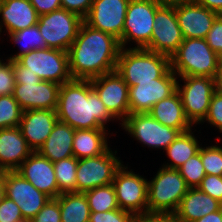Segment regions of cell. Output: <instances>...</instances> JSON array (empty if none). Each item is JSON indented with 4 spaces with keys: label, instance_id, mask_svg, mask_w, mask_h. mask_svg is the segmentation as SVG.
<instances>
[{
    "label": "cell",
    "instance_id": "obj_1",
    "mask_svg": "<svg viewBox=\"0 0 222 222\" xmlns=\"http://www.w3.org/2000/svg\"><path fill=\"white\" fill-rule=\"evenodd\" d=\"M120 51V40L83 21L67 51L72 79L90 80L115 71Z\"/></svg>",
    "mask_w": 222,
    "mask_h": 222
},
{
    "label": "cell",
    "instance_id": "obj_2",
    "mask_svg": "<svg viewBox=\"0 0 222 222\" xmlns=\"http://www.w3.org/2000/svg\"><path fill=\"white\" fill-rule=\"evenodd\" d=\"M56 114L59 121L73 129H109L107 123L118 122L92 88L90 80L72 79L63 83Z\"/></svg>",
    "mask_w": 222,
    "mask_h": 222
},
{
    "label": "cell",
    "instance_id": "obj_3",
    "mask_svg": "<svg viewBox=\"0 0 222 222\" xmlns=\"http://www.w3.org/2000/svg\"><path fill=\"white\" fill-rule=\"evenodd\" d=\"M171 70L168 56L144 48H121L116 71L129 87L138 82H155Z\"/></svg>",
    "mask_w": 222,
    "mask_h": 222
},
{
    "label": "cell",
    "instance_id": "obj_4",
    "mask_svg": "<svg viewBox=\"0 0 222 222\" xmlns=\"http://www.w3.org/2000/svg\"><path fill=\"white\" fill-rule=\"evenodd\" d=\"M220 56L205 39L186 38L170 57L171 70L178 76H200L214 78Z\"/></svg>",
    "mask_w": 222,
    "mask_h": 222
},
{
    "label": "cell",
    "instance_id": "obj_5",
    "mask_svg": "<svg viewBox=\"0 0 222 222\" xmlns=\"http://www.w3.org/2000/svg\"><path fill=\"white\" fill-rule=\"evenodd\" d=\"M188 189L178 169L161 166L148 181V214L175 213Z\"/></svg>",
    "mask_w": 222,
    "mask_h": 222
},
{
    "label": "cell",
    "instance_id": "obj_6",
    "mask_svg": "<svg viewBox=\"0 0 222 222\" xmlns=\"http://www.w3.org/2000/svg\"><path fill=\"white\" fill-rule=\"evenodd\" d=\"M162 4L160 0H130L120 40L121 48L135 43V47L129 48L145 49L150 44L155 12Z\"/></svg>",
    "mask_w": 222,
    "mask_h": 222
},
{
    "label": "cell",
    "instance_id": "obj_7",
    "mask_svg": "<svg viewBox=\"0 0 222 222\" xmlns=\"http://www.w3.org/2000/svg\"><path fill=\"white\" fill-rule=\"evenodd\" d=\"M83 19L60 8L51 13L39 15L38 28L47 48L68 51L77 37Z\"/></svg>",
    "mask_w": 222,
    "mask_h": 222
},
{
    "label": "cell",
    "instance_id": "obj_8",
    "mask_svg": "<svg viewBox=\"0 0 222 222\" xmlns=\"http://www.w3.org/2000/svg\"><path fill=\"white\" fill-rule=\"evenodd\" d=\"M132 170L129 168L128 171V165L122 164L116 171L112 184L119 208L136 217H144L148 214V179Z\"/></svg>",
    "mask_w": 222,
    "mask_h": 222
},
{
    "label": "cell",
    "instance_id": "obj_9",
    "mask_svg": "<svg viewBox=\"0 0 222 222\" xmlns=\"http://www.w3.org/2000/svg\"><path fill=\"white\" fill-rule=\"evenodd\" d=\"M178 78L180 80L177 79V91L180 94L185 115L196 127L207 115L212 95L216 91L215 80L211 77L200 76Z\"/></svg>",
    "mask_w": 222,
    "mask_h": 222
},
{
    "label": "cell",
    "instance_id": "obj_10",
    "mask_svg": "<svg viewBox=\"0 0 222 222\" xmlns=\"http://www.w3.org/2000/svg\"><path fill=\"white\" fill-rule=\"evenodd\" d=\"M16 61L28 68V71L35 72L41 80L60 85L72 80L66 51L54 48L36 49L19 56Z\"/></svg>",
    "mask_w": 222,
    "mask_h": 222
},
{
    "label": "cell",
    "instance_id": "obj_11",
    "mask_svg": "<svg viewBox=\"0 0 222 222\" xmlns=\"http://www.w3.org/2000/svg\"><path fill=\"white\" fill-rule=\"evenodd\" d=\"M117 151L109 148L105 153L89 158L78 159L76 171V192L94 189L111 184L116 171L123 161L117 157Z\"/></svg>",
    "mask_w": 222,
    "mask_h": 222
},
{
    "label": "cell",
    "instance_id": "obj_12",
    "mask_svg": "<svg viewBox=\"0 0 222 222\" xmlns=\"http://www.w3.org/2000/svg\"><path fill=\"white\" fill-rule=\"evenodd\" d=\"M120 125L133 140L154 150H165L181 133L162 125L149 113L129 114Z\"/></svg>",
    "mask_w": 222,
    "mask_h": 222
},
{
    "label": "cell",
    "instance_id": "obj_13",
    "mask_svg": "<svg viewBox=\"0 0 222 222\" xmlns=\"http://www.w3.org/2000/svg\"><path fill=\"white\" fill-rule=\"evenodd\" d=\"M154 22L151 41L145 49L170 58L184 39L175 14V2L163 3L155 12Z\"/></svg>",
    "mask_w": 222,
    "mask_h": 222
},
{
    "label": "cell",
    "instance_id": "obj_14",
    "mask_svg": "<svg viewBox=\"0 0 222 222\" xmlns=\"http://www.w3.org/2000/svg\"><path fill=\"white\" fill-rule=\"evenodd\" d=\"M4 195L19 206L26 220H32L50 199L17 171L5 172Z\"/></svg>",
    "mask_w": 222,
    "mask_h": 222
},
{
    "label": "cell",
    "instance_id": "obj_15",
    "mask_svg": "<svg viewBox=\"0 0 222 222\" xmlns=\"http://www.w3.org/2000/svg\"><path fill=\"white\" fill-rule=\"evenodd\" d=\"M90 81L105 107L121 124L130 114L127 83L116 70L92 78Z\"/></svg>",
    "mask_w": 222,
    "mask_h": 222
},
{
    "label": "cell",
    "instance_id": "obj_16",
    "mask_svg": "<svg viewBox=\"0 0 222 222\" xmlns=\"http://www.w3.org/2000/svg\"><path fill=\"white\" fill-rule=\"evenodd\" d=\"M178 76L170 70L155 82H138L129 87L130 114L148 113L159 101L169 97L177 90Z\"/></svg>",
    "mask_w": 222,
    "mask_h": 222
},
{
    "label": "cell",
    "instance_id": "obj_17",
    "mask_svg": "<svg viewBox=\"0 0 222 222\" xmlns=\"http://www.w3.org/2000/svg\"><path fill=\"white\" fill-rule=\"evenodd\" d=\"M129 2L130 0H93L83 21L92 28L121 40Z\"/></svg>",
    "mask_w": 222,
    "mask_h": 222
},
{
    "label": "cell",
    "instance_id": "obj_18",
    "mask_svg": "<svg viewBox=\"0 0 222 222\" xmlns=\"http://www.w3.org/2000/svg\"><path fill=\"white\" fill-rule=\"evenodd\" d=\"M175 14L184 39H205L218 13L203 7L194 0L175 2Z\"/></svg>",
    "mask_w": 222,
    "mask_h": 222
},
{
    "label": "cell",
    "instance_id": "obj_19",
    "mask_svg": "<svg viewBox=\"0 0 222 222\" xmlns=\"http://www.w3.org/2000/svg\"><path fill=\"white\" fill-rule=\"evenodd\" d=\"M60 84L52 81L17 82L13 97L24 110H56Z\"/></svg>",
    "mask_w": 222,
    "mask_h": 222
},
{
    "label": "cell",
    "instance_id": "obj_20",
    "mask_svg": "<svg viewBox=\"0 0 222 222\" xmlns=\"http://www.w3.org/2000/svg\"><path fill=\"white\" fill-rule=\"evenodd\" d=\"M16 171L50 198H57L61 194L53 163L38 151H33Z\"/></svg>",
    "mask_w": 222,
    "mask_h": 222
},
{
    "label": "cell",
    "instance_id": "obj_21",
    "mask_svg": "<svg viewBox=\"0 0 222 222\" xmlns=\"http://www.w3.org/2000/svg\"><path fill=\"white\" fill-rule=\"evenodd\" d=\"M58 121L56 110H24L19 128L33 151L44 144Z\"/></svg>",
    "mask_w": 222,
    "mask_h": 222
},
{
    "label": "cell",
    "instance_id": "obj_22",
    "mask_svg": "<svg viewBox=\"0 0 222 222\" xmlns=\"http://www.w3.org/2000/svg\"><path fill=\"white\" fill-rule=\"evenodd\" d=\"M0 18L1 36L4 27L9 35L37 25L39 15L30 0H1Z\"/></svg>",
    "mask_w": 222,
    "mask_h": 222
},
{
    "label": "cell",
    "instance_id": "obj_23",
    "mask_svg": "<svg viewBox=\"0 0 222 222\" xmlns=\"http://www.w3.org/2000/svg\"><path fill=\"white\" fill-rule=\"evenodd\" d=\"M32 152L19 127L0 129V169L16 171Z\"/></svg>",
    "mask_w": 222,
    "mask_h": 222
},
{
    "label": "cell",
    "instance_id": "obj_24",
    "mask_svg": "<svg viewBox=\"0 0 222 222\" xmlns=\"http://www.w3.org/2000/svg\"><path fill=\"white\" fill-rule=\"evenodd\" d=\"M221 207L222 203L202 192L198 187L189 188L175 214L183 222H194L211 212L220 210Z\"/></svg>",
    "mask_w": 222,
    "mask_h": 222
},
{
    "label": "cell",
    "instance_id": "obj_25",
    "mask_svg": "<svg viewBox=\"0 0 222 222\" xmlns=\"http://www.w3.org/2000/svg\"><path fill=\"white\" fill-rule=\"evenodd\" d=\"M148 113L162 125L178 129L181 133L194 127L185 115L177 90L169 97L156 103Z\"/></svg>",
    "mask_w": 222,
    "mask_h": 222
},
{
    "label": "cell",
    "instance_id": "obj_26",
    "mask_svg": "<svg viewBox=\"0 0 222 222\" xmlns=\"http://www.w3.org/2000/svg\"><path fill=\"white\" fill-rule=\"evenodd\" d=\"M74 133L75 129L58 120L38 152L52 163L74 156Z\"/></svg>",
    "mask_w": 222,
    "mask_h": 222
},
{
    "label": "cell",
    "instance_id": "obj_27",
    "mask_svg": "<svg viewBox=\"0 0 222 222\" xmlns=\"http://www.w3.org/2000/svg\"><path fill=\"white\" fill-rule=\"evenodd\" d=\"M109 134L110 129H75L72 143L74 157L82 159L105 153L110 148Z\"/></svg>",
    "mask_w": 222,
    "mask_h": 222
},
{
    "label": "cell",
    "instance_id": "obj_28",
    "mask_svg": "<svg viewBox=\"0 0 222 222\" xmlns=\"http://www.w3.org/2000/svg\"><path fill=\"white\" fill-rule=\"evenodd\" d=\"M190 129L180 133L178 137L164 150L170 160L163 163V167L178 169L189 158L198 153L202 143L195 136V132ZM201 143V144H200Z\"/></svg>",
    "mask_w": 222,
    "mask_h": 222
},
{
    "label": "cell",
    "instance_id": "obj_29",
    "mask_svg": "<svg viewBox=\"0 0 222 222\" xmlns=\"http://www.w3.org/2000/svg\"><path fill=\"white\" fill-rule=\"evenodd\" d=\"M56 199L61 210V222H89L91 212L84 193H61Z\"/></svg>",
    "mask_w": 222,
    "mask_h": 222
},
{
    "label": "cell",
    "instance_id": "obj_30",
    "mask_svg": "<svg viewBox=\"0 0 222 222\" xmlns=\"http://www.w3.org/2000/svg\"><path fill=\"white\" fill-rule=\"evenodd\" d=\"M7 37L10 38V42L14 45L21 46L18 53L10 55V57L8 56V59L11 61L16 60L19 56L32 50L47 48L38 25L14 32L13 34L7 35Z\"/></svg>",
    "mask_w": 222,
    "mask_h": 222
},
{
    "label": "cell",
    "instance_id": "obj_31",
    "mask_svg": "<svg viewBox=\"0 0 222 222\" xmlns=\"http://www.w3.org/2000/svg\"><path fill=\"white\" fill-rule=\"evenodd\" d=\"M90 212H108L119 209L113 184L99 186L84 192Z\"/></svg>",
    "mask_w": 222,
    "mask_h": 222
},
{
    "label": "cell",
    "instance_id": "obj_32",
    "mask_svg": "<svg viewBox=\"0 0 222 222\" xmlns=\"http://www.w3.org/2000/svg\"><path fill=\"white\" fill-rule=\"evenodd\" d=\"M58 190L61 193L76 192L78 159L74 156L53 163Z\"/></svg>",
    "mask_w": 222,
    "mask_h": 222
},
{
    "label": "cell",
    "instance_id": "obj_33",
    "mask_svg": "<svg viewBox=\"0 0 222 222\" xmlns=\"http://www.w3.org/2000/svg\"><path fill=\"white\" fill-rule=\"evenodd\" d=\"M22 113L13 95H0V129L19 127Z\"/></svg>",
    "mask_w": 222,
    "mask_h": 222
},
{
    "label": "cell",
    "instance_id": "obj_34",
    "mask_svg": "<svg viewBox=\"0 0 222 222\" xmlns=\"http://www.w3.org/2000/svg\"><path fill=\"white\" fill-rule=\"evenodd\" d=\"M217 138V145L200 146V156L206 175L222 176V146L218 145L221 138Z\"/></svg>",
    "mask_w": 222,
    "mask_h": 222
},
{
    "label": "cell",
    "instance_id": "obj_35",
    "mask_svg": "<svg viewBox=\"0 0 222 222\" xmlns=\"http://www.w3.org/2000/svg\"><path fill=\"white\" fill-rule=\"evenodd\" d=\"M189 188H197L206 176L200 151L178 168Z\"/></svg>",
    "mask_w": 222,
    "mask_h": 222
},
{
    "label": "cell",
    "instance_id": "obj_36",
    "mask_svg": "<svg viewBox=\"0 0 222 222\" xmlns=\"http://www.w3.org/2000/svg\"><path fill=\"white\" fill-rule=\"evenodd\" d=\"M205 122L222 133V93L218 91L213 93L207 115L200 124L203 125Z\"/></svg>",
    "mask_w": 222,
    "mask_h": 222
},
{
    "label": "cell",
    "instance_id": "obj_37",
    "mask_svg": "<svg viewBox=\"0 0 222 222\" xmlns=\"http://www.w3.org/2000/svg\"><path fill=\"white\" fill-rule=\"evenodd\" d=\"M136 218L133 213L119 208L108 212H91L89 222H133Z\"/></svg>",
    "mask_w": 222,
    "mask_h": 222
},
{
    "label": "cell",
    "instance_id": "obj_38",
    "mask_svg": "<svg viewBox=\"0 0 222 222\" xmlns=\"http://www.w3.org/2000/svg\"><path fill=\"white\" fill-rule=\"evenodd\" d=\"M5 61L0 58V95H12L15 86L13 60L7 58Z\"/></svg>",
    "mask_w": 222,
    "mask_h": 222
},
{
    "label": "cell",
    "instance_id": "obj_39",
    "mask_svg": "<svg viewBox=\"0 0 222 222\" xmlns=\"http://www.w3.org/2000/svg\"><path fill=\"white\" fill-rule=\"evenodd\" d=\"M31 222H61L59 201L56 198H50Z\"/></svg>",
    "mask_w": 222,
    "mask_h": 222
},
{
    "label": "cell",
    "instance_id": "obj_40",
    "mask_svg": "<svg viewBox=\"0 0 222 222\" xmlns=\"http://www.w3.org/2000/svg\"><path fill=\"white\" fill-rule=\"evenodd\" d=\"M22 219L24 218L19 206L4 195L0 201V222H18Z\"/></svg>",
    "mask_w": 222,
    "mask_h": 222
},
{
    "label": "cell",
    "instance_id": "obj_41",
    "mask_svg": "<svg viewBox=\"0 0 222 222\" xmlns=\"http://www.w3.org/2000/svg\"><path fill=\"white\" fill-rule=\"evenodd\" d=\"M198 188L222 203V176L206 175Z\"/></svg>",
    "mask_w": 222,
    "mask_h": 222
},
{
    "label": "cell",
    "instance_id": "obj_42",
    "mask_svg": "<svg viewBox=\"0 0 222 222\" xmlns=\"http://www.w3.org/2000/svg\"><path fill=\"white\" fill-rule=\"evenodd\" d=\"M205 40L210 48L222 58V15H219L213 22Z\"/></svg>",
    "mask_w": 222,
    "mask_h": 222
},
{
    "label": "cell",
    "instance_id": "obj_43",
    "mask_svg": "<svg viewBox=\"0 0 222 222\" xmlns=\"http://www.w3.org/2000/svg\"><path fill=\"white\" fill-rule=\"evenodd\" d=\"M93 0H61V8L77 14L82 19L88 14Z\"/></svg>",
    "mask_w": 222,
    "mask_h": 222
},
{
    "label": "cell",
    "instance_id": "obj_44",
    "mask_svg": "<svg viewBox=\"0 0 222 222\" xmlns=\"http://www.w3.org/2000/svg\"><path fill=\"white\" fill-rule=\"evenodd\" d=\"M13 70H14V78L15 83L17 82H41V78L36 75V73H32L28 71V68L21 66L16 60H13Z\"/></svg>",
    "mask_w": 222,
    "mask_h": 222
},
{
    "label": "cell",
    "instance_id": "obj_45",
    "mask_svg": "<svg viewBox=\"0 0 222 222\" xmlns=\"http://www.w3.org/2000/svg\"><path fill=\"white\" fill-rule=\"evenodd\" d=\"M38 15L51 13L61 8V0H30Z\"/></svg>",
    "mask_w": 222,
    "mask_h": 222
},
{
    "label": "cell",
    "instance_id": "obj_46",
    "mask_svg": "<svg viewBox=\"0 0 222 222\" xmlns=\"http://www.w3.org/2000/svg\"><path fill=\"white\" fill-rule=\"evenodd\" d=\"M144 218L148 222H183L175 213H152L147 214Z\"/></svg>",
    "mask_w": 222,
    "mask_h": 222
},
{
    "label": "cell",
    "instance_id": "obj_47",
    "mask_svg": "<svg viewBox=\"0 0 222 222\" xmlns=\"http://www.w3.org/2000/svg\"><path fill=\"white\" fill-rule=\"evenodd\" d=\"M196 3L222 15V0H194Z\"/></svg>",
    "mask_w": 222,
    "mask_h": 222
},
{
    "label": "cell",
    "instance_id": "obj_48",
    "mask_svg": "<svg viewBox=\"0 0 222 222\" xmlns=\"http://www.w3.org/2000/svg\"><path fill=\"white\" fill-rule=\"evenodd\" d=\"M194 222H222V208L218 211L211 212Z\"/></svg>",
    "mask_w": 222,
    "mask_h": 222
},
{
    "label": "cell",
    "instance_id": "obj_49",
    "mask_svg": "<svg viewBox=\"0 0 222 222\" xmlns=\"http://www.w3.org/2000/svg\"><path fill=\"white\" fill-rule=\"evenodd\" d=\"M214 80H215V89H216V91L222 93V58H220Z\"/></svg>",
    "mask_w": 222,
    "mask_h": 222
},
{
    "label": "cell",
    "instance_id": "obj_50",
    "mask_svg": "<svg viewBox=\"0 0 222 222\" xmlns=\"http://www.w3.org/2000/svg\"><path fill=\"white\" fill-rule=\"evenodd\" d=\"M5 170L0 169V201L4 197V176Z\"/></svg>",
    "mask_w": 222,
    "mask_h": 222
},
{
    "label": "cell",
    "instance_id": "obj_51",
    "mask_svg": "<svg viewBox=\"0 0 222 222\" xmlns=\"http://www.w3.org/2000/svg\"><path fill=\"white\" fill-rule=\"evenodd\" d=\"M133 222H148L144 217H137Z\"/></svg>",
    "mask_w": 222,
    "mask_h": 222
},
{
    "label": "cell",
    "instance_id": "obj_52",
    "mask_svg": "<svg viewBox=\"0 0 222 222\" xmlns=\"http://www.w3.org/2000/svg\"><path fill=\"white\" fill-rule=\"evenodd\" d=\"M163 3H174V2H178V1H184V0H160Z\"/></svg>",
    "mask_w": 222,
    "mask_h": 222
},
{
    "label": "cell",
    "instance_id": "obj_53",
    "mask_svg": "<svg viewBox=\"0 0 222 222\" xmlns=\"http://www.w3.org/2000/svg\"><path fill=\"white\" fill-rule=\"evenodd\" d=\"M18 222H31V220L22 219L21 221Z\"/></svg>",
    "mask_w": 222,
    "mask_h": 222
}]
</instances>
